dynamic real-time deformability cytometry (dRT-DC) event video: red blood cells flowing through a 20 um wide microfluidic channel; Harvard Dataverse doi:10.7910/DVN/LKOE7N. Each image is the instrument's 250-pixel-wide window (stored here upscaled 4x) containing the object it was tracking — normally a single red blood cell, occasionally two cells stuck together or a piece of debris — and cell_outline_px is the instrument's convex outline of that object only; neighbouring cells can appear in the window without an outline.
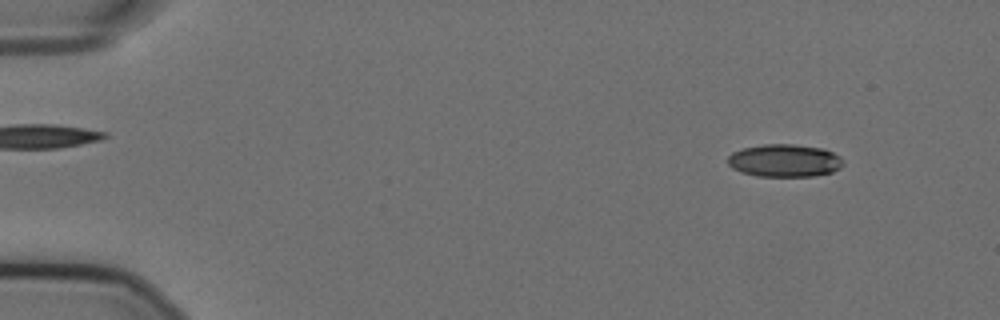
{"species": "Egyptian fruit bat (a non-hibernating species)", "species_latin": "Rousettus aegyptiacus", "temperature_condition": "cold", "stored_images_in_passage": 57, "camera_frame_rate_fps": 3000, "um_per_image_px": 0.085, "animal": {"sex": "female"}, "frame": {"image": 1, "passage_image": 6, "time_ms": 1.667, "image_size_px": [1000, 320], "cell_outline_px": [[844, 164], [840, 168], [832, 172], [812, 176], [756, 176], [740, 172], [732, 168], [728, 164], [728, 156], [732, 152], [744, 148], [764, 144], [792, 144], [824, 148], [840, 156], [844, 160]], "centroid_in_image_um": [66.7, 13.65], "position_along_channel_um": 18.3, "area_um2": 22.14}}
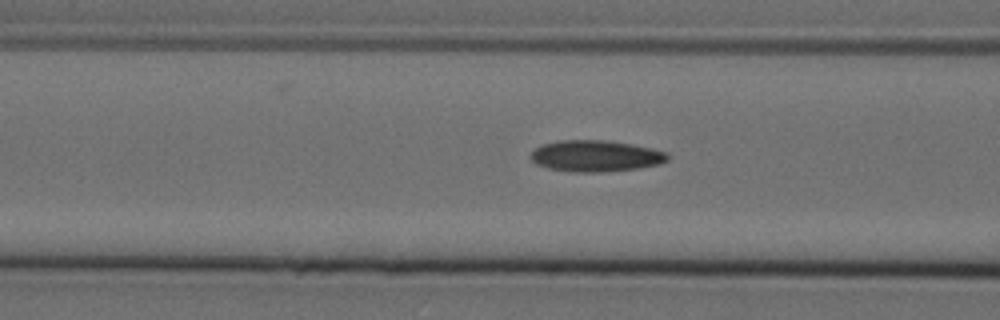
{"frame": {"image": 2, "passage_image": 23, "time_ms": 7.333, "image_size_px": [1000, 320], "cell_outline_px": [[668, 160], [660, 164], [640, 168], [600, 172], [572, 172], [548, 168], [536, 164], [528, 156], [536, 148], [544, 144], [560, 140], [604, 140], [632, 144], [652, 148], [668, 152]], "centroid_in_image_um": [50.65, 13.26], "position_along_channel_um": 116.0, "area_um2": 25.09}}
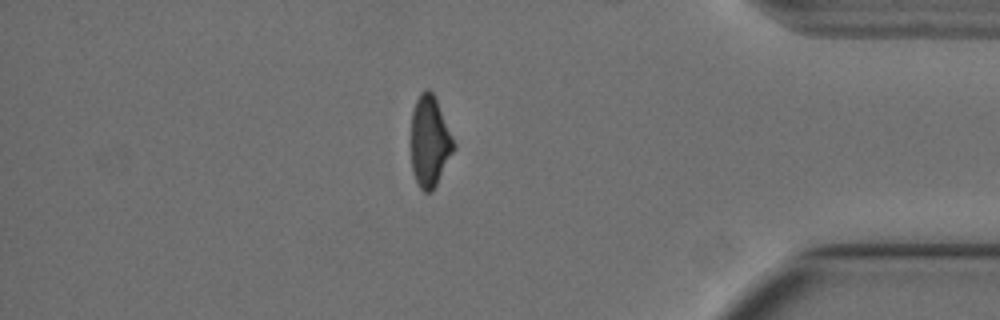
{"frame": {"image": 3, "passage_image": 49, "time_ms": 16.0, "image_size_px": [1000, 320], "cell_outline_px": [[456, 148], [432, 192], [424, 192], [420, 188], [412, 172], [412, 112], [416, 100], [420, 92], [424, 88], [428, 88], [432, 92], [436, 100], [456, 144]], "centroid_in_image_um": [36.53, 12.03], "position_along_channel_um": 398.7, "area_um2": 22.48}, "authors_computed_cell_mechanics": {"area_um2": 24.0448, "velocity_mm_per_s": 3.5989, "shape_relaxation_time_tau1_ms": null, "shape_relaxation_time_tau2_ms": 2.6931, "deformation_change_tau1": null, "deformation_change_tau2": 0.0984}}